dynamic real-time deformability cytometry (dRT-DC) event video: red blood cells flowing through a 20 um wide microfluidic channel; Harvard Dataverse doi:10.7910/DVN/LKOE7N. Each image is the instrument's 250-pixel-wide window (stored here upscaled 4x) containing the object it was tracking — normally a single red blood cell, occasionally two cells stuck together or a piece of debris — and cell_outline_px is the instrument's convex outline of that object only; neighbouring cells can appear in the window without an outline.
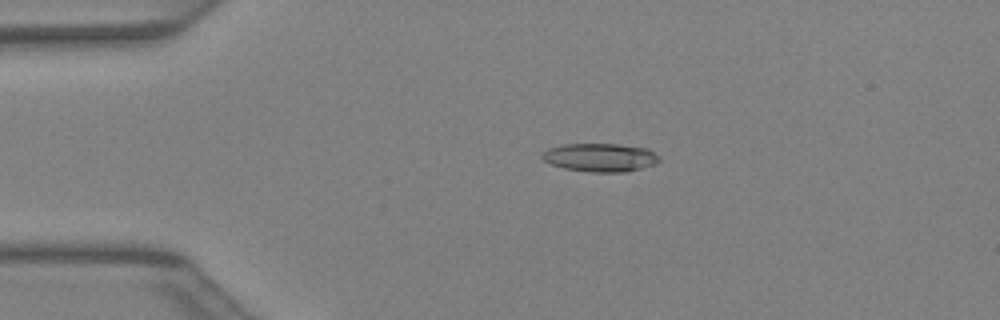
{"species": "Egyptian fruit bat (a non-hibernating species)", "species_latin": "Rousettus aegyptiacus", "temperature_condition": "warm", "stored_images_in_passage": 41, "camera_frame_rate_fps": 3000, "um_per_image_px": 0.085, "animal": {"sex": "female"}, "frame": {"image": 1, "passage_image": 9, "time_ms": 2.667, "image_size_px": [1000, 320], "cell_outline_px": [[660, 160], [656, 164], [624, 172], [592, 172], [564, 168], [552, 164], [544, 160], [540, 156], [548, 148], [564, 144], [616, 144], [648, 148], [660, 156]], "centroid_in_image_um": [51.04, 13.38], "position_along_channel_um": 34.0, "area_um2": 19.31}}
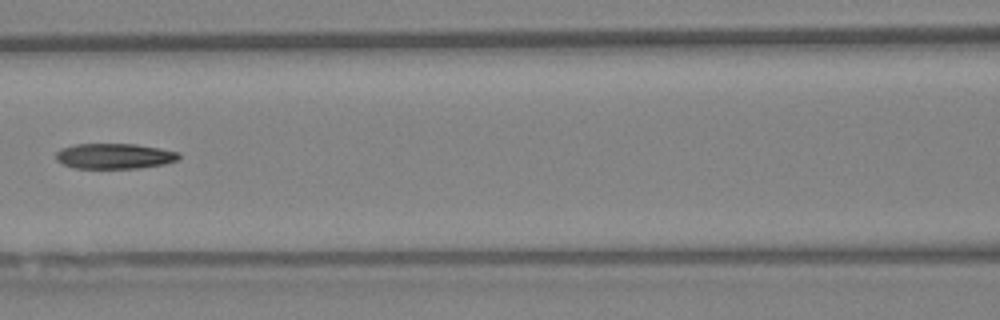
{"frame": {"image": 2, "passage_image": 19, "time_ms": 6.0, "image_size_px": [1000, 320], "cell_outline_px": [[180, 156], [176, 160], [164, 164], [140, 168], [72, 168], [56, 160], [56, 152], [60, 148], [76, 144], [136, 144], [160, 148], [180, 152]], "centroid_in_image_um": [9.72, 13.26], "position_along_channel_um": 156.9, "area_um2": 18.26}}
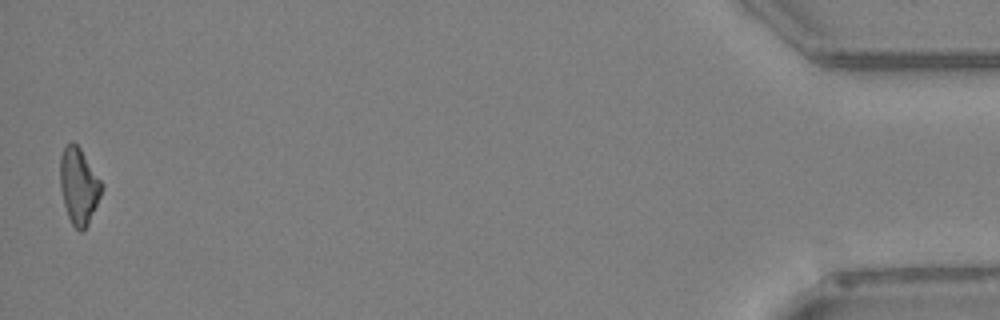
{"frame": {"image": 3, "passage_image": 41, "time_ms": 13.333, "image_size_px": [1000, 320], "cell_outline_px": [[104, 188], [88, 224], [80, 232], [72, 224], [68, 216], [64, 204], [60, 188], [60, 156], [64, 148], [72, 140], [80, 148], [104, 184]], "centroid_in_image_um": [6.71, 15.79], "position_along_channel_um": 428.5, "area_um2": 18.44}}